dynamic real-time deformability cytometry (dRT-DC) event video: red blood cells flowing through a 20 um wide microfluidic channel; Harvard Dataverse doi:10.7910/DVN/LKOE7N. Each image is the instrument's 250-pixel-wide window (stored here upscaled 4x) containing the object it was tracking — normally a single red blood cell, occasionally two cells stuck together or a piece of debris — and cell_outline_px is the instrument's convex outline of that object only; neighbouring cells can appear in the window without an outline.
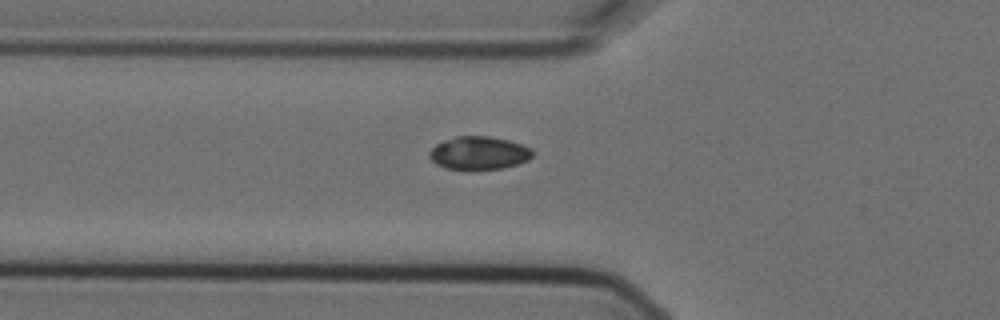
{"species": "Egyptian fruit bat (a non-hibernating species)", "species_latin": "Rousettus aegyptiacus", "temperature_condition": "cold", "stored_images_in_passage": 5, "camera_frame_rate_fps": 3000, "um_per_image_px": 0.085, "animal": {"sex": "female"}, "frame": {"image": 1, "passage_image": 5, "time_ms": 1.333, "image_size_px": [1000, 320], "cell_outline_px": [[532, 156], [528, 160], [504, 168], [476, 172], [444, 168], [436, 164], [428, 156], [428, 152], [436, 144], [444, 140], [456, 136], [488, 136], [508, 140], [532, 148]], "centroid_in_image_um": [40.67, 13.04], "position_along_channel_um": 85.1, "area_um2": 20.46}}